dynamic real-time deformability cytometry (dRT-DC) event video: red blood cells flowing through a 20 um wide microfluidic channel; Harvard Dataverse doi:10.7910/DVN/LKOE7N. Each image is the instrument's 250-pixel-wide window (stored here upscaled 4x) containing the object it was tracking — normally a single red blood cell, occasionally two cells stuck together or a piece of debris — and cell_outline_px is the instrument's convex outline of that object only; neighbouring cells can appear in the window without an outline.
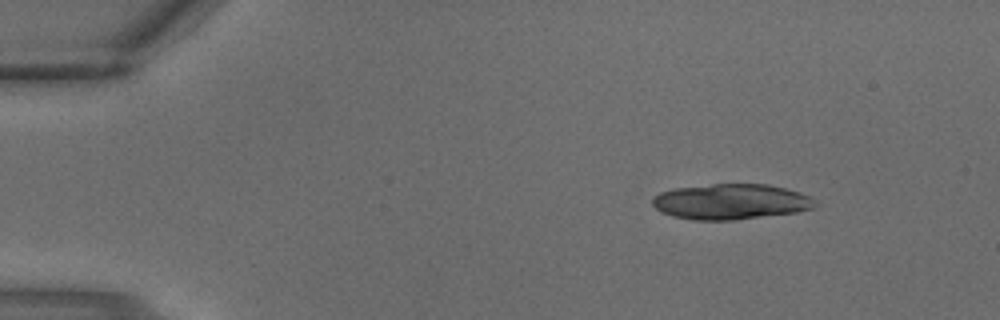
{"species": "common noctule bat (a hibernating species)", "species_latin": "Nyctalus noctula", "temperature_condition": "warm", "stored_images_in_passage": 2, "camera_frame_rate_fps": 3000, "um_per_image_px": 0.085, "animal": {"sex": "male", "body_mass_g": 18.8}, "frame": {"image": 1, "passage_image": 1, "time_ms": 0.0, "image_size_px": [1000, 320], "cell_outline_px": [[820, 204], [812, 208], [796, 212], [736, 220], [692, 220], [672, 216], [660, 212], [652, 204], [652, 196], [660, 192], [676, 188], [712, 184], [768, 184], [800, 192], [808, 196]], "centroid_in_image_um": [62.1, 17.15], "position_along_channel_um": 22.9, "area_um2": 33.81}}